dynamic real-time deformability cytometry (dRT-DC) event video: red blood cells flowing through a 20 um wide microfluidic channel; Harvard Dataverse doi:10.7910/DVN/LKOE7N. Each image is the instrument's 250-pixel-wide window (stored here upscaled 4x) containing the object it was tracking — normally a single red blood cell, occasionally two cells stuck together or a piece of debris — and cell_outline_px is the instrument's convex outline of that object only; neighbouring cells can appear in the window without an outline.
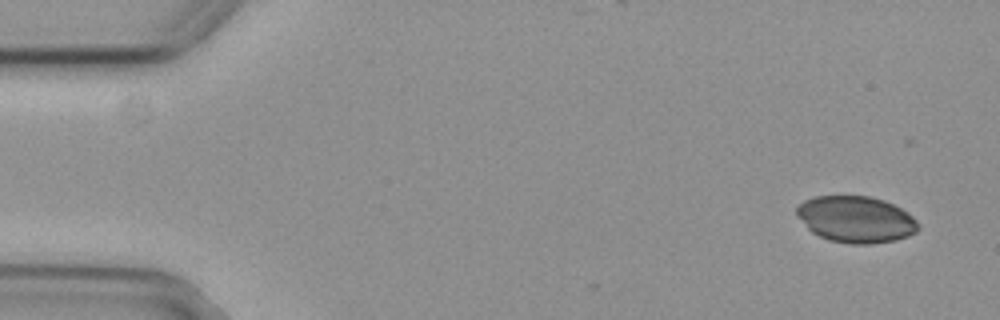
{"species": "common noctule bat (a hibernating species)", "species_latin": "Nyctalus noctula", "temperature_condition": "cold", "stored_images_in_passage": 5, "camera_frame_rate_fps": 3000, "um_per_image_px": 0.085, "animal": {"sex": "female", "body_mass_g": 29.2, "forearm_length_mm": 56.3}, "frame": {"image": 1, "passage_image": 1, "time_ms": 0.0, "image_size_px": [1000, 320], "cell_outline_px": [[920, 228], [916, 232], [908, 236], [896, 240], [872, 244], [852, 244], [828, 240], [812, 232], [808, 228], [796, 212], [796, 208], [804, 200], [816, 196], [868, 196], [884, 200], [908, 212], [916, 220]], "centroid_in_image_um": [72.78, 18.65], "position_along_channel_um": 12.2, "area_um2": 32.83}}